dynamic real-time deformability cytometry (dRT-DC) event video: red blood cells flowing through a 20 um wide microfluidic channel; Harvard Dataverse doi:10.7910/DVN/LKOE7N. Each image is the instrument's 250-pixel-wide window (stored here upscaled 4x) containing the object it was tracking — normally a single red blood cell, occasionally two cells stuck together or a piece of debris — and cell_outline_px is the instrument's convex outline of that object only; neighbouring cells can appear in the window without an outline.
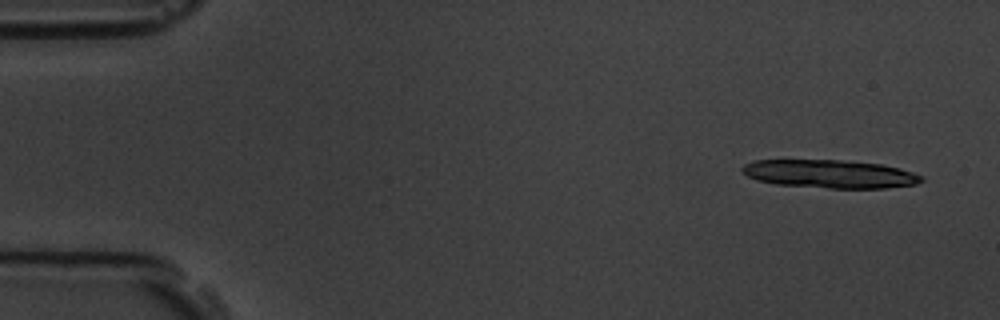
{"species": "common noctule bat (a hibernating species)", "species_latin": "Nyctalus noctula", "temperature_condition": "room temperature", "stored_images_in_passage": 5, "camera_frame_rate_fps": 3000, "um_per_image_px": 0.085, "animal": {"sex": "male", "body_mass_g": 19.5, "forearm_length_mm": 54.6}, "frame": {"image": 1, "passage_image": 1, "time_ms": 0.0, "image_size_px": [1000, 320], "cell_outline_px": [[924, 180], [916, 184], [884, 188], [828, 188], [776, 184], [756, 180], [748, 176], [740, 168], [744, 164], [752, 160], [840, 160], [880, 164], [900, 168], [924, 176]], "centroid_in_image_um": [70.53, 14.78], "position_along_channel_um": 14.5, "area_um2": 29.48}}
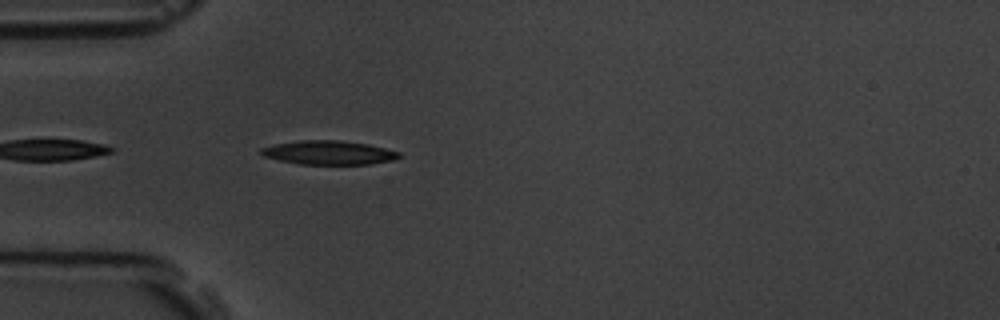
{"frame": {"image": 2, "passage_image": 5, "time_ms": 4.333, "image_size_px": [1000, 320], "cell_outline_px": [[400, 156], [392, 160], [368, 164], [300, 164], [280, 160], [264, 156], [260, 152], [260, 148], [276, 144], [300, 140], [340, 140], [368, 144], [400, 152]], "centroid_in_image_um": [27.94, 12.97], "position_along_channel_um": 57.1, "area_um2": 19.02}}